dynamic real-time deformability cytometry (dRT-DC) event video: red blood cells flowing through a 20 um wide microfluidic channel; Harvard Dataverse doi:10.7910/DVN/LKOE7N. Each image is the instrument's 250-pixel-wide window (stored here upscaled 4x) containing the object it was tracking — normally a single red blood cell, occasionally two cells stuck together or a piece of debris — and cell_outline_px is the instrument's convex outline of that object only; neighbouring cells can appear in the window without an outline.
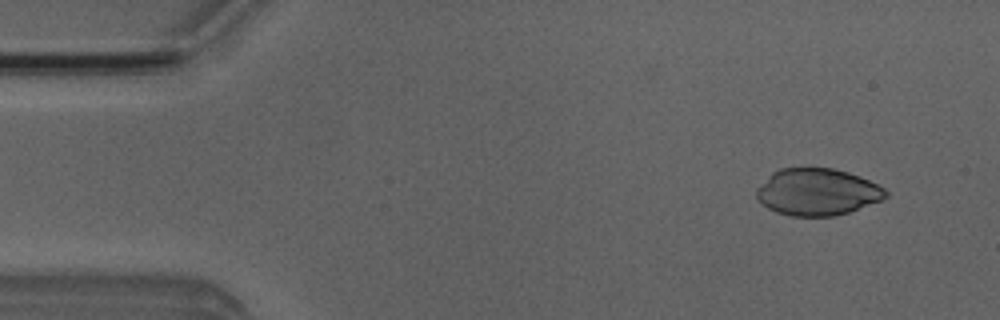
{"species": "Egyptian fruit bat (a non-hibernating species)", "species_latin": "Rousettus aegyptiacus", "temperature_condition": "room temperature", "stored_images_in_passage": 4, "camera_frame_rate_fps": 3000, "um_per_image_px": 0.085, "animal": {"sex": "male"}, "frame": {"image": 1, "passage_image": 1, "time_ms": 0.0, "image_size_px": [1000, 320], "cell_outline_px": [[888, 196], [880, 200], [848, 212], [836, 216], [792, 216], [776, 212], [768, 208], [756, 196], [756, 188], [772, 172], [780, 168], [832, 168], [848, 172], [860, 176], [884, 188], [888, 192]], "centroid_in_image_um": [69.45, 16.31], "position_along_channel_um": 15.5, "area_um2": 35.14}}